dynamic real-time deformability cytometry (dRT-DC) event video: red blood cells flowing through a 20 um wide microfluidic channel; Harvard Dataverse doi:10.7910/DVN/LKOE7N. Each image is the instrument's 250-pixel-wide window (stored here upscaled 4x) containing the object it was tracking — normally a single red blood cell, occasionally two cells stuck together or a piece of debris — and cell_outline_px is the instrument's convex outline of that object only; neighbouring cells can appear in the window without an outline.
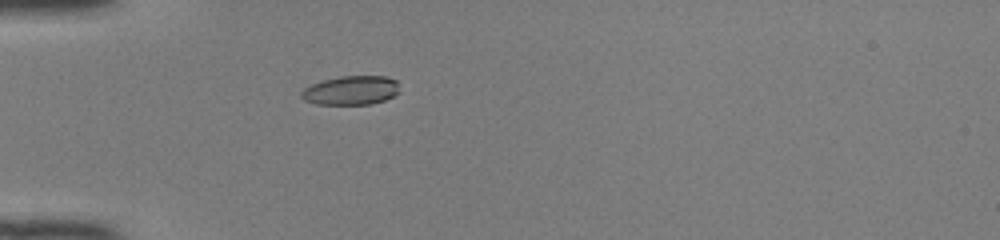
{"species": "common noctule bat (a hibernating species)", "species_latin": "Nyctalus noctula", "temperature_condition": "room temperature", "stored_images_in_passage": 30, "camera_frame_rate_fps": 3000, "um_per_image_px": 0.085, "animal": {"sex": "female", "body_mass_g": 22.0, "forearm_length_mm": 56.7}, "frame": {"image": 1, "passage_image": 1, "time_ms": 0.0, "image_size_px": [1000, 240], "cell_outline_px": [[400, 92], [384, 100], [372, 104], [316, 104], [304, 100], [300, 96], [300, 92], [304, 88], [312, 84], [324, 80], [340, 76], [384, 76], [396, 80]], "centroid_in_image_um": [29.83, 7.68], "position_along_channel_um": 55.2, "area_um2": 16.59}}
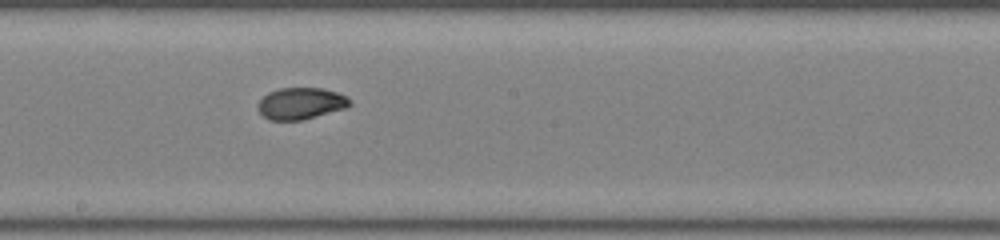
{"frame": {"image": 2, "passage_image": 14, "time_ms": 4.333, "image_size_px": [1000, 240], "cell_outline_px": [[352, 104], [344, 108], [300, 120], [268, 120], [256, 108], [256, 104], [268, 92], [280, 88], [324, 88], [348, 96], [352, 100]], "centroid_in_image_um": [25.56, 8.78], "position_along_channel_um": 222.6, "area_um2": 16.94}}
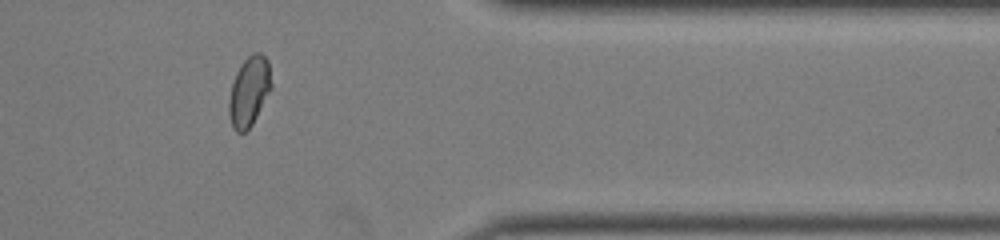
{"frame": {"image": 3, "passage_image": 27, "time_ms": 8.667, "image_size_px": [1000, 240], "cell_outline_px": [[272, 88], [252, 124], [244, 132], [236, 132], [232, 128], [228, 112], [228, 100], [232, 84], [236, 72], [240, 64], [252, 52], [260, 52], [268, 60], [272, 84]], "centroid_in_image_um": [21.17, 7.75], "position_along_channel_um": 390.2, "area_um2": 17.34}, "authors_computed_cell_mechanics": {"area_um2": 17.4267, "velocity_mm_per_s": 4.1495, "shape_relaxation_time_tau1_ms": 5.463, "shape_relaxation_time_tau2_ms": 1.1709, "deformation_change_tau1": 0.1773, "deformation_change_tau2": 0.0392}}